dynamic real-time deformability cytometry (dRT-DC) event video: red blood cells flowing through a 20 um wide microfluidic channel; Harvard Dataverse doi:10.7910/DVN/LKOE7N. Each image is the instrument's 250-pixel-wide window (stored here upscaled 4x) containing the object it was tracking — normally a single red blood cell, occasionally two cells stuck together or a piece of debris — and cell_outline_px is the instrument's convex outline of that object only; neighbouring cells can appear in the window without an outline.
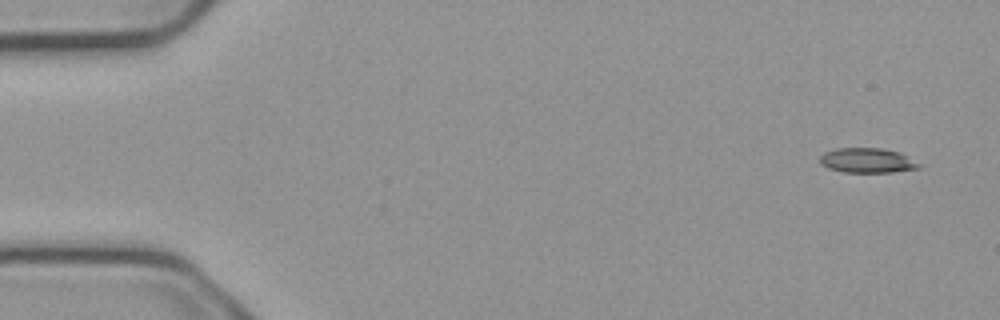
{"species": "common noctule bat (a hibernating species)", "species_latin": "Nyctalus noctula", "temperature_condition": "cold", "stored_images_in_passage": 53, "camera_frame_rate_fps": 3000, "um_per_image_px": 0.085, "animal": {"sex": "male", "body_mass_g": 23.1, "forearm_length_mm": 52.7}, "frame": {"image": 1, "passage_image": 1, "time_ms": 0.0, "image_size_px": [1000, 320], "cell_outline_px": [[924, 164], [920, 168], [892, 172], [844, 172], [828, 168], [820, 164], [820, 156], [824, 152], [836, 148], [884, 148], [900, 152]], "centroid_in_image_um": [73.76, 13.63], "position_along_channel_um": 11.2, "area_um2": 14.57}}
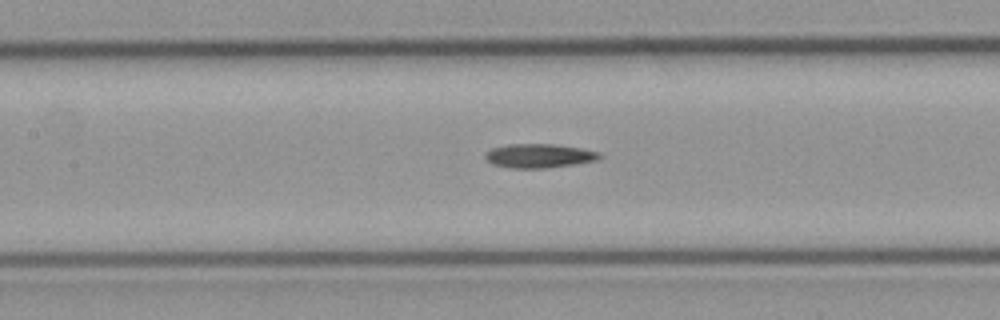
{"frame": {"image": 2, "passage_image": 23, "time_ms": 7.333, "image_size_px": [1000, 320], "cell_outline_px": [[604, 156], [596, 160], [572, 164], [544, 168], [508, 168], [492, 164], [484, 156], [484, 152], [492, 148], [508, 144], [552, 144], [580, 148], [600, 152]], "centroid_in_image_um": [45.79, 13.24], "position_along_channel_um": 161.6, "area_um2": 15.95}}
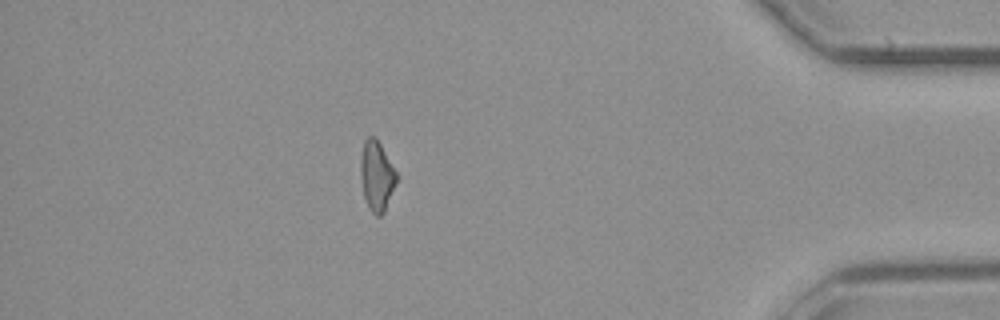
{"frame": {"image": 3, "passage_image": 46, "time_ms": 15.0, "image_size_px": [1000, 320], "cell_outline_px": [[400, 176], [384, 212], [380, 216], [376, 216], [368, 208], [364, 196], [360, 176], [360, 156], [364, 140], [368, 136], [376, 136]], "centroid_in_image_um": [32.04, 14.92], "position_along_channel_um": 403.2, "area_um2": 15.14}}